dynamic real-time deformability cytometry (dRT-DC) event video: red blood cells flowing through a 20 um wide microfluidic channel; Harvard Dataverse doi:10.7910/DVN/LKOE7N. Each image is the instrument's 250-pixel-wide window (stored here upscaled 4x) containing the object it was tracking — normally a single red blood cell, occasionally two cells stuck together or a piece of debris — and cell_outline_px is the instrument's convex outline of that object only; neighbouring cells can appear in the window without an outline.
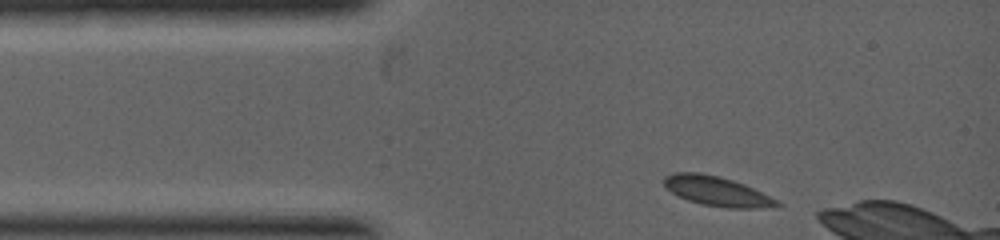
{"species": "common noctule bat (a hibernating species)", "species_latin": "Nyctalus noctula", "temperature_condition": "warm", "stored_images_in_passage": 7, "camera_frame_rate_fps": 5000, "um_per_image_px": 0.085, "animal": {"sex": "female", "body_mass_g": 19.0, "forearm_length_mm": 53.3}, "frame": {"image": 1, "passage_image": 1, "time_ms": 0.0, "image_size_px": [1000, 240], "cell_outline_px": [[784, 204], [776, 208], [728, 208], [700, 204], [688, 200], [664, 188], [664, 176], [672, 172], [700, 172], [720, 176], [744, 184]], "centroid_in_image_um": [60.92, 16.25], "position_along_channel_um": 24.1, "area_um2": 19.59}}
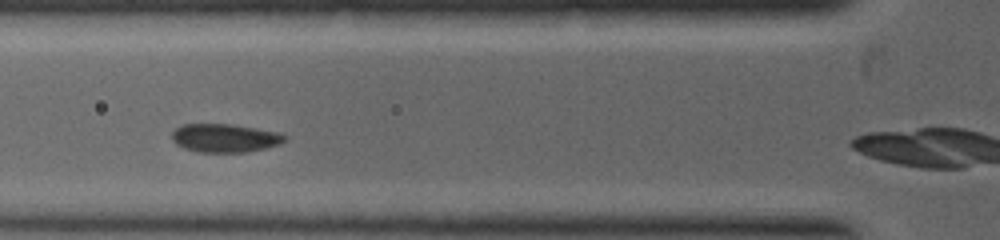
{"frame": {"image": 2, "passage_image": 5, "time_ms": 1.6, "image_size_px": [1000, 240], "cell_outline_px": [[288, 136], [280, 144], [264, 148], [244, 152], [200, 152], [184, 148], [176, 144], [172, 140], [172, 132], [180, 124], [232, 124], [276, 132]], "centroid_in_image_um": [19.07, 11.72], "position_along_channel_um": 106.7, "area_um2": 18.55}}